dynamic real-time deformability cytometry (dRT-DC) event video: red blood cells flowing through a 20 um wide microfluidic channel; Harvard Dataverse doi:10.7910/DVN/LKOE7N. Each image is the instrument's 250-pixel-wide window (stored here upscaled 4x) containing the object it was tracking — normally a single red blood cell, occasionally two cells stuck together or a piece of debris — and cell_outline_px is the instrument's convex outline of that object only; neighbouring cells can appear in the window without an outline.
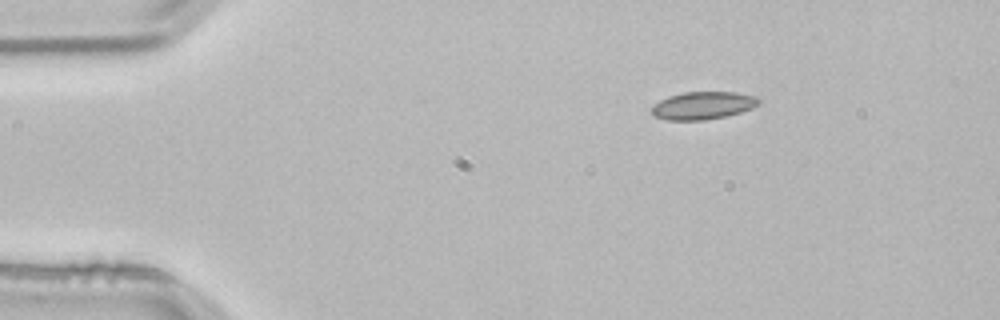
{"species": "common noctule bat (a hibernating species)", "species_latin": "Nyctalus noctula", "temperature_condition": "room temperature", "stored_images_in_passage": 3, "camera_frame_rate_fps": 3000, "um_per_image_px": 0.085, "animal": {"sex": "male", "body_mass_g": 21.5, "forearm_length_mm": 52.0}, "frame": {"image": 1, "passage_image": 1, "time_ms": 0.0, "image_size_px": [1000, 320], "cell_outline_px": [[760, 104], [752, 108], [740, 112], [724, 116], [704, 120], [664, 120], [652, 116], [652, 104], [668, 96], [684, 92], [736, 92], [756, 96], [760, 100]], "centroid_in_image_um": [59.72, 8.96], "position_along_channel_um": 25.3, "area_um2": 17.4}}
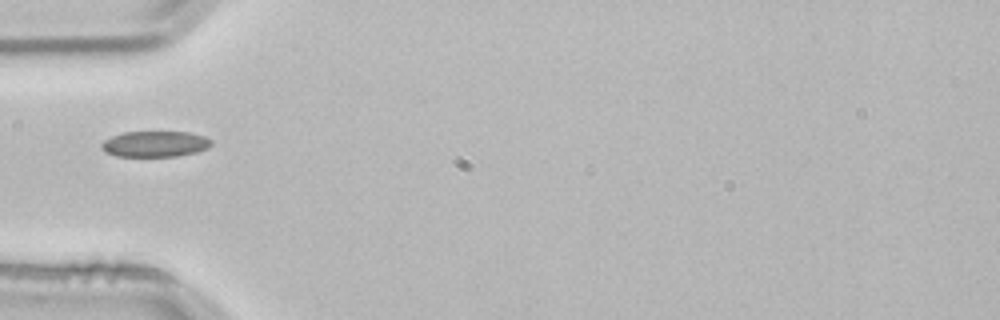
{"frame": {"image": 2, "passage_image": 3, "time_ms": 0.667, "image_size_px": [1000, 320], "cell_outline_px": [[212, 144], [208, 148], [196, 152], [176, 156], [116, 156], [104, 152], [100, 148], [100, 144], [104, 140], [112, 136], [124, 132], [188, 132], [204, 136], [212, 140]], "centroid_in_image_um": [13.15, 12.24], "position_along_channel_um": 71.8, "area_um2": 16.59}}